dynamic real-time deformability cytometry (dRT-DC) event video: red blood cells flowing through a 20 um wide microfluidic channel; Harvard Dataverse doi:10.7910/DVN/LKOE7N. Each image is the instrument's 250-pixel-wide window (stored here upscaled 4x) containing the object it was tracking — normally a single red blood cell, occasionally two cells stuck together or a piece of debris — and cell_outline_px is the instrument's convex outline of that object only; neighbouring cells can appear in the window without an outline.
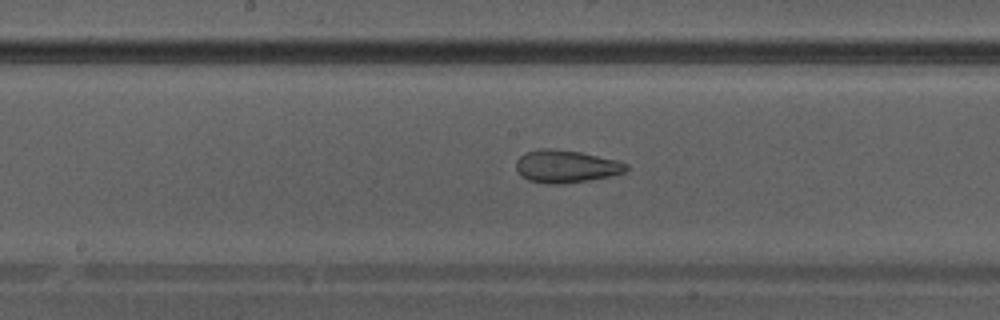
{"species": "Egyptian fruit bat (a non-hibernating species)", "species_latin": "Rousettus aegyptiacus", "temperature_condition": "warm", "stored_images_in_passage": 24, "camera_frame_rate_fps": 3000, "um_per_image_px": 0.085, "animal": {"sex": "male"}, "frame": {"image": 1, "passage_image": 17, "time_ms": 5.333, "image_size_px": [1000, 320], "cell_outline_px": [[628, 168], [624, 172], [608, 176], [588, 180], [560, 184], [548, 184], [528, 180], [520, 176], [516, 168], [516, 160], [524, 152], [540, 148], [548, 148], [580, 152], [616, 160], [628, 164]], "centroid_in_image_um": [48.05, 14.14], "position_along_channel_um": 200.1, "area_um2": 20.87}}